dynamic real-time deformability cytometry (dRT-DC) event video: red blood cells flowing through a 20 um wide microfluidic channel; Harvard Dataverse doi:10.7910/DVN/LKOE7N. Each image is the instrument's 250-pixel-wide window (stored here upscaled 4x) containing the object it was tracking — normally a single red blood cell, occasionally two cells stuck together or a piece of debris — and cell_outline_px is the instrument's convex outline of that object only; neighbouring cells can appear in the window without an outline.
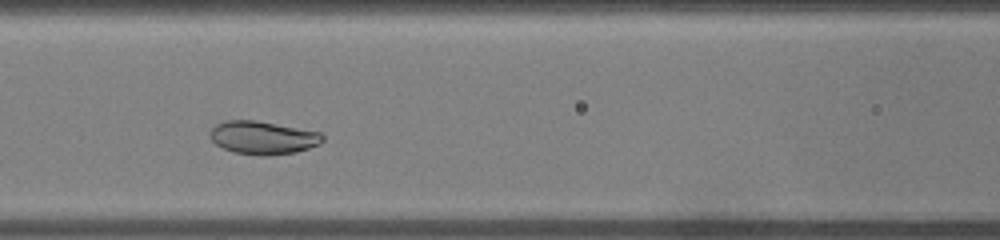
{"species": "common noctule bat (a hibernating species)", "species_latin": "Nyctalus noctula", "temperature_condition": "warm", "stored_images_in_passage": 27, "camera_frame_rate_fps": 3000, "um_per_image_px": 0.085, "animal": {"sex": "male", "body_mass_g": 19.0, "forearm_length_mm": 50.8}, "frame": {"image": 1, "passage_image": 9, "time_ms": 2.667, "image_size_px": [1000, 240], "cell_outline_px": [[324, 140], [320, 144], [296, 152], [268, 156], [260, 156], [232, 152], [216, 144], [208, 136], [212, 128], [216, 124], [224, 120], [256, 120], [320, 132], [324, 136]], "centroid_in_image_um": [22.33, 11.7], "position_along_channel_um": 144.3, "area_um2": 21.91}}
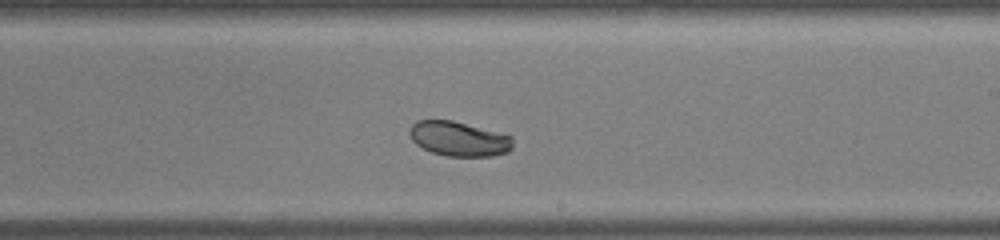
{"frame": {"image": 2, "passage_image": 15, "time_ms": 4.667, "image_size_px": [1000, 240], "cell_outline_px": [[512, 148], [508, 152], [492, 156], [448, 156], [432, 152], [416, 144], [412, 140], [408, 132], [412, 124], [416, 120], [452, 120], [512, 136]], "centroid_in_image_um": [38.99, 11.8], "position_along_channel_um": 250.0, "area_um2": 20.75}}
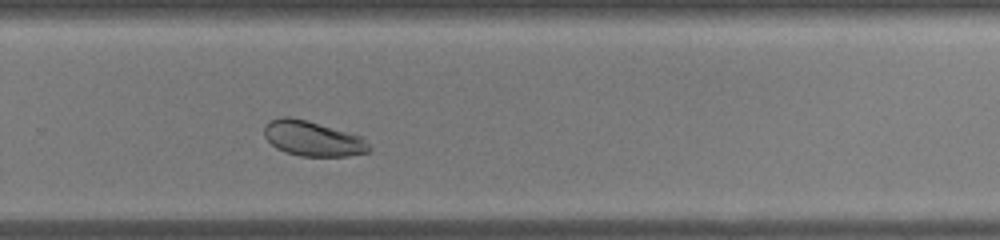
{"frame": {"image": 3, "passage_image": 18, "time_ms": 5.667, "image_size_px": [1000, 240], "cell_outline_px": [[372, 152], [348, 156], [300, 156], [284, 152], [276, 148], [264, 136], [264, 124], [268, 120], [280, 116], [288, 116], [304, 120], [364, 136], [372, 148]], "centroid_in_image_um": [26.61, 11.78], "position_along_channel_um": 303.2, "area_um2": 21.79}}